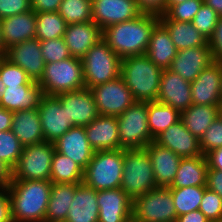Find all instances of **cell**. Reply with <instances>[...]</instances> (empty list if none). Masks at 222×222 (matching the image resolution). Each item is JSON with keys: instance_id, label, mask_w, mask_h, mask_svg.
<instances>
[{"instance_id": "obj_1", "label": "cell", "mask_w": 222, "mask_h": 222, "mask_svg": "<svg viewBox=\"0 0 222 222\" xmlns=\"http://www.w3.org/2000/svg\"><path fill=\"white\" fill-rule=\"evenodd\" d=\"M159 16L141 13L138 17L110 25L102 30L103 40L122 59L146 53Z\"/></svg>"}, {"instance_id": "obj_2", "label": "cell", "mask_w": 222, "mask_h": 222, "mask_svg": "<svg viewBox=\"0 0 222 222\" xmlns=\"http://www.w3.org/2000/svg\"><path fill=\"white\" fill-rule=\"evenodd\" d=\"M51 184L42 180H14L7 186L12 222H45Z\"/></svg>"}, {"instance_id": "obj_3", "label": "cell", "mask_w": 222, "mask_h": 222, "mask_svg": "<svg viewBox=\"0 0 222 222\" xmlns=\"http://www.w3.org/2000/svg\"><path fill=\"white\" fill-rule=\"evenodd\" d=\"M162 71L145 54L121 60L120 76L136 101H157Z\"/></svg>"}, {"instance_id": "obj_4", "label": "cell", "mask_w": 222, "mask_h": 222, "mask_svg": "<svg viewBox=\"0 0 222 222\" xmlns=\"http://www.w3.org/2000/svg\"><path fill=\"white\" fill-rule=\"evenodd\" d=\"M152 161L148 151L124 149L121 189L132 199L156 188Z\"/></svg>"}, {"instance_id": "obj_5", "label": "cell", "mask_w": 222, "mask_h": 222, "mask_svg": "<svg viewBox=\"0 0 222 222\" xmlns=\"http://www.w3.org/2000/svg\"><path fill=\"white\" fill-rule=\"evenodd\" d=\"M124 149L95 151L84 170L83 183L96 191L121 187Z\"/></svg>"}, {"instance_id": "obj_6", "label": "cell", "mask_w": 222, "mask_h": 222, "mask_svg": "<svg viewBox=\"0 0 222 222\" xmlns=\"http://www.w3.org/2000/svg\"><path fill=\"white\" fill-rule=\"evenodd\" d=\"M38 84L46 95H58L85 88L82 59L70 57L46 63Z\"/></svg>"}, {"instance_id": "obj_7", "label": "cell", "mask_w": 222, "mask_h": 222, "mask_svg": "<svg viewBox=\"0 0 222 222\" xmlns=\"http://www.w3.org/2000/svg\"><path fill=\"white\" fill-rule=\"evenodd\" d=\"M85 88L104 84L120 76L121 58L102 39L81 58Z\"/></svg>"}, {"instance_id": "obj_8", "label": "cell", "mask_w": 222, "mask_h": 222, "mask_svg": "<svg viewBox=\"0 0 222 222\" xmlns=\"http://www.w3.org/2000/svg\"><path fill=\"white\" fill-rule=\"evenodd\" d=\"M121 149H143L154 139L148 127V102L136 101L117 116Z\"/></svg>"}, {"instance_id": "obj_9", "label": "cell", "mask_w": 222, "mask_h": 222, "mask_svg": "<svg viewBox=\"0 0 222 222\" xmlns=\"http://www.w3.org/2000/svg\"><path fill=\"white\" fill-rule=\"evenodd\" d=\"M176 219L170 187H156L133 200L132 222H176Z\"/></svg>"}, {"instance_id": "obj_10", "label": "cell", "mask_w": 222, "mask_h": 222, "mask_svg": "<svg viewBox=\"0 0 222 222\" xmlns=\"http://www.w3.org/2000/svg\"><path fill=\"white\" fill-rule=\"evenodd\" d=\"M54 152V144L47 141L24 146L12 169V179L49 181Z\"/></svg>"}, {"instance_id": "obj_11", "label": "cell", "mask_w": 222, "mask_h": 222, "mask_svg": "<svg viewBox=\"0 0 222 222\" xmlns=\"http://www.w3.org/2000/svg\"><path fill=\"white\" fill-rule=\"evenodd\" d=\"M99 115L119 116L136 102L121 76L91 87Z\"/></svg>"}, {"instance_id": "obj_12", "label": "cell", "mask_w": 222, "mask_h": 222, "mask_svg": "<svg viewBox=\"0 0 222 222\" xmlns=\"http://www.w3.org/2000/svg\"><path fill=\"white\" fill-rule=\"evenodd\" d=\"M38 112L44 139L49 143H54L74 127L73 124H69L68 114L62 107L60 98L57 95L44 94L41 98Z\"/></svg>"}, {"instance_id": "obj_13", "label": "cell", "mask_w": 222, "mask_h": 222, "mask_svg": "<svg viewBox=\"0 0 222 222\" xmlns=\"http://www.w3.org/2000/svg\"><path fill=\"white\" fill-rule=\"evenodd\" d=\"M69 117V124L86 126L99 116L94 95L89 88L57 95Z\"/></svg>"}, {"instance_id": "obj_14", "label": "cell", "mask_w": 222, "mask_h": 222, "mask_svg": "<svg viewBox=\"0 0 222 222\" xmlns=\"http://www.w3.org/2000/svg\"><path fill=\"white\" fill-rule=\"evenodd\" d=\"M222 63L213 62L191 82L192 104L219 106L221 104Z\"/></svg>"}, {"instance_id": "obj_15", "label": "cell", "mask_w": 222, "mask_h": 222, "mask_svg": "<svg viewBox=\"0 0 222 222\" xmlns=\"http://www.w3.org/2000/svg\"><path fill=\"white\" fill-rule=\"evenodd\" d=\"M141 14L136 0H92V21L102 30Z\"/></svg>"}, {"instance_id": "obj_16", "label": "cell", "mask_w": 222, "mask_h": 222, "mask_svg": "<svg viewBox=\"0 0 222 222\" xmlns=\"http://www.w3.org/2000/svg\"><path fill=\"white\" fill-rule=\"evenodd\" d=\"M157 102L171 106L181 113L192 105L191 82L170 69H163Z\"/></svg>"}, {"instance_id": "obj_17", "label": "cell", "mask_w": 222, "mask_h": 222, "mask_svg": "<svg viewBox=\"0 0 222 222\" xmlns=\"http://www.w3.org/2000/svg\"><path fill=\"white\" fill-rule=\"evenodd\" d=\"M98 222H132L133 200L120 188L97 191Z\"/></svg>"}, {"instance_id": "obj_18", "label": "cell", "mask_w": 222, "mask_h": 222, "mask_svg": "<svg viewBox=\"0 0 222 222\" xmlns=\"http://www.w3.org/2000/svg\"><path fill=\"white\" fill-rule=\"evenodd\" d=\"M4 56L20 66L32 81L38 83L42 78L46 63L42 57L39 39L15 44L6 50Z\"/></svg>"}, {"instance_id": "obj_19", "label": "cell", "mask_w": 222, "mask_h": 222, "mask_svg": "<svg viewBox=\"0 0 222 222\" xmlns=\"http://www.w3.org/2000/svg\"><path fill=\"white\" fill-rule=\"evenodd\" d=\"M214 62L212 49L209 46L193 47L177 51L169 68L184 80L193 82L203 69Z\"/></svg>"}, {"instance_id": "obj_20", "label": "cell", "mask_w": 222, "mask_h": 222, "mask_svg": "<svg viewBox=\"0 0 222 222\" xmlns=\"http://www.w3.org/2000/svg\"><path fill=\"white\" fill-rule=\"evenodd\" d=\"M154 141L169 148L181 158L204 156L200 140L187 130L181 119L163 131Z\"/></svg>"}, {"instance_id": "obj_21", "label": "cell", "mask_w": 222, "mask_h": 222, "mask_svg": "<svg viewBox=\"0 0 222 222\" xmlns=\"http://www.w3.org/2000/svg\"><path fill=\"white\" fill-rule=\"evenodd\" d=\"M55 151L70 158L84 170L95 150L88 142L84 126H74L54 143Z\"/></svg>"}, {"instance_id": "obj_22", "label": "cell", "mask_w": 222, "mask_h": 222, "mask_svg": "<svg viewBox=\"0 0 222 222\" xmlns=\"http://www.w3.org/2000/svg\"><path fill=\"white\" fill-rule=\"evenodd\" d=\"M84 128L88 142L95 151L120 149L116 116L99 115Z\"/></svg>"}, {"instance_id": "obj_23", "label": "cell", "mask_w": 222, "mask_h": 222, "mask_svg": "<svg viewBox=\"0 0 222 222\" xmlns=\"http://www.w3.org/2000/svg\"><path fill=\"white\" fill-rule=\"evenodd\" d=\"M4 50L36 38V13L33 10L1 19Z\"/></svg>"}, {"instance_id": "obj_24", "label": "cell", "mask_w": 222, "mask_h": 222, "mask_svg": "<svg viewBox=\"0 0 222 222\" xmlns=\"http://www.w3.org/2000/svg\"><path fill=\"white\" fill-rule=\"evenodd\" d=\"M102 38V29L93 21L69 24L63 35L71 56L80 59Z\"/></svg>"}, {"instance_id": "obj_25", "label": "cell", "mask_w": 222, "mask_h": 222, "mask_svg": "<svg viewBox=\"0 0 222 222\" xmlns=\"http://www.w3.org/2000/svg\"><path fill=\"white\" fill-rule=\"evenodd\" d=\"M152 161L154 179L157 187H170L174 181L182 159L169 148L152 141L145 147Z\"/></svg>"}, {"instance_id": "obj_26", "label": "cell", "mask_w": 222, "mask_h": 222, "mask_svg": "<svg viewBox=\"0 0 222 222\" xmlns=\"http://www.w3.org/2000/svg\"><path fill=\"white\" fill-rule=\"evenodd\" d=\"M65 222H98L97 191L84 183L76 187Z\"/></svg>"}, {"instance_id": "obj_27", "label": "cell", "mask_w": 222, "mask_h": 222, "mask_svg": "<svg viewBox=\"0 0 222 222\" xmlns=\"http://www.w3.org/2000/svg\"><path fill=\"white\" fill-rule=\"evenodd\" d=\"M11 131L23 146L45 141L38 108L15 111Z\"/></svg>"}, {"instance_id": "obj_28", "label": "cell", "mask_w": 222, "mask_h": 222, "mask_svg": "<svg viewBox=\"0 0 222 222\" xmlns=\"http://www.w3.org/2000/svg\"><path fill=\"white\" fill-rule=\"evenodd\" d=\"M177 54V49L172 42L166 27L159 22L151 34L145 55L158 67L169 69Z\"/></svg>"}, {"instance_id": "obj_29", "label": "cell", "mask_w": 222, "mask_h": 222, "mask_svg": "<svg viewBox=\"0 0 222 222\" xmlns=\"http://www.w3.org/2000/svg\"><path fill=\"white\" fill-rule=\"evenodd\" d=\"M44 93L40 85L9 86L6 87L0 101V107L15 112L36 109L39 107Z\"/></svg>"}, {"instance_id": "obj_30", "label": "cell", "mask_w": 222, "mask_h": 222, "mask_svg": "<svg viewBox=\"0 0 222 222\" xmlns=\"http://www.w3.org/2000/svg\"><path fill=\"white\" fill-rule=\"evenodd\" d=\"M207 169L205 156L182 158L170 188L206 186Z\"/></svg>"}, {"instance_id": "obj_31", "label": "cell", "mask_w": 222, "mask_h": 222, "mask_svg": "<svg viewBox=\"0 0 222 222\" xmlns=\"http://www.w3.org/2000/svg\"><path fill=\"white\" fill-rule=\"evenodd\" d=\"M81 183H53L45 222H65L76 187Z\"/></svg>"}, {"instance_id": "obj_32", "label": "cell", "mask_w": 222, "mask_h": 222, "mask_svg": "<svg viewBox=\"0 0 222 222\" xmlns=\"http://www.w3.org/2000/svg\"><path fill=\"white\" fill-rule=\"evenodd\" d=\"M168 30L177 51L209 46V39L200 33L192 22H178L173 20H160Z\"/></svg>"}, {"instance_id": "obj_33", "label": "cell", "mask_w": 222, "mask_h": 222, "mask_svg": "<svg viewBox=\"0 0 222 222\" xmlns=\"http://www.w3.org/2000/svg\"><path fill=\"white\" fill-rule=\"evenodd\" d=\"M218 118V106L192 104L181 112V120L187 130L199 140Z\"/></svg>"}, {"instance_id": "obj_34", "label": "cell", "mask_w": 222, "mask_h": 222, "mask_svg": "<svg viewBox=\"0 0 222 222\" xmlns=\"http://www.w3.org/2000/svg\"><path fill=\"white\" fill-rule=\"evenodd\" d=\"M180 119L181 113L173 107L157 101L148 102V127L153 139Z\"/></svg>"}, {"instance_id": "obj_35", "label": "cell", "mask_w": 222, "mask_h": 222, "mask_svg": "<svg viewBox=\"0 0 222 222\" xmlns=\"http://www.w3.org/2000/svg\"><path fill=\"white\" fill-rule=\"evenodd\" d=\"M84 169L70 158L55 151L51 164L50 181L53 183H83Z\"/></svg>"}, {"instance_id": "obj_36", "label": "cell", "mask_w": 222, "mask_h": 222, "mask_svg": "<svg viewBox=\"0 0 222 222\" xmlns=\"http://www.w3.org/2000/svg\"><path fill=\"white\" fill-rule=\"evenodd\" d=\"M66 27V21L58 12L36 13V39L40 41L63 37Z\"/></svg>"}, {"instance_id": "obj_37", "label": "cell", "mask_w": 222, "mask_h": 222, "mask_svg": "<svg viewBox=\"0 0 222 222\" xmlns=\"http://www.w3.org/2000/svg\"><path fill=\"white\" fill-rule=\"evenodd\" d=\"M206 186L170 188L177 216L199 210Z\"/></svg>"}, {"instance_id": "obj_38", "label": "cell", "mask_w": 222, "mask_h": 222, "mask_svg": "<svg viewBox=\"0 0 222 222\" xmlns=\"http://www.w3.org/2000/svg\"><path fill=\"white\" fill-rule=\"evenodd\" d=\"M66 24L92 21V0H62L57 11Z\"/></svg>"}, {"instance_id": "obj_39", "label": "cell", "mask_w": 222, "mask_h": 222, "mask_svg": "<svg viewBox=\"0 0 222 222\" xmlns=\"http://www.w3.org/2000/svg\"><path fill=\"white\" fill-rule=\"evenodd\" d=\"M23 147L11 130L0 132V161L11 170L17 164Z\"/></svg>"}, {"instance_id": "obj_40", "label": "cell", "mask_w": 222, "mask_h": 222, "mask_svg": "<svg viewBox=\"0 0 222 222\" xmlns=\"http://www.w3.org/2000/svg\"><path fill=\"white\" fill-rule=\"evenodd\" d=\"M0 78L5 87L34 85L36 83L28 77L20 66L13 64L5 56L0 58Z\"/></svg>"}, {"instance_id": "obj_41", "label": "cell", "mask_w": 222, "mask_h": 222, "mask_svg": "<svg viewBox=\"0 0 222 222\" xmlns=\"http://www.w3.org/2000/svg\"><path fill=\"white\" fill-rule=\"evenodd\" d=\"M202 4L203 0H186L172 5L164 15L159 16V20L192 22Z\"/></svg>"}, {"instance_id": "obj_42", "label": "cell", "mask_w": 222, "mask_h": 222, "mask_svg": "<svg viewBox=\"0 0 222 222\" xmlns=\"http://www.w3.org/2000/svg\"><path fill=\"white\" fill-rule=\"evenodd\" d=\"M219 18L220 15L216 11L203 3L199 11L195 14L192 24L200 33L209 39L214 33Z\"/></svg>"}, {"instance_id": "obj_43", "label": "cell", "mask_w": 222, "mask_h": 222, "mask_svg": "<svg viewBox=\"0 0 222 222\" xmlns=\"http://www.w3.org/2000/svg\"><path fill=\"white\" fill-rule=\"evenodd\" d=\"M40 47L45 63L57 62L72 57L63 37L40 41Z\"/></svg>"}, {"instance_id": "obj_44", "label": "cell", "mask_w": 222, "mask_h": 222, "mask_svg": "<svg viewBox=\"0 0 222 222\" xmlns=\"http://www.w3.org/2000/svg\"><path fill=\"white\" fill-rule=\"evenodd\" d=\"M219 147H222V121L217 118L200 138V148L205 156Z\"/></svg>"}, {"instance_id": "obj_45", "label": "cell", "mask_w": 222, "mask_h": 222, "mask_svg": "<svg viewBox=\"0 0 222 222\" xmlns=\"http://www.w3.org/2000/svg\"><path fill=\"white\" fill-rule=\"evenodd\" d=\"M199 210L209 219L222 218V198L212 190L206 188L200 203Z\"/></svg>"}, {"instance_id": "obj_46", "label": "cell", "mask_w": 222, "mask_h": 222, "mask_svg": "<svg viewBox=\"0 0 222 222\" xmlns=\"http://www.w3.org/2000/svg\"><path fill=\"white\" fill-rule=\"evenodd\" d=\"M30 10V0H0V20Z\"/></svg>"}, {"instance_id": "obj_47", "label": "cell", "mask_w": 222, "mask_h": 222, "mask_svg": "<svg viewBox=\"0 0 222 222\" xmlns=\"http://www.w3.org/2000/svg\"><path fill=\"white\" fill-rule=\"evenodd\" d=\"M141 13L162 16L166 12V0H136Z\"/></svg>"}, {"instance_id": "obj_48", "label": "cell", "mask_w": 222, "mask_h": 222, "mask_svg": "<svg viewBox=\"0 0 222 222\" xmlns=\"http://www.w3.org/2000/svg\"><path fill=\"white\" fill-rule=\"evenodd\" d=\"M209 45L215 62L222 63V16H220L213 35L209 38Z\"/></svg>"}, {"instance_id": "obj_49", "label": "cell", "mask_w": 222, "mask_h": 222, "mask_svg": "<svg viewBox=\"0 0 222 222\" xmlns=\"http://www.w3.org/2000/svg\"><path fill=\"white\" fill-rule=\"evenodd\" d=\"M206 187L222 198V171L207 169Z\"/></svg>"}, {"instance_id": "obj_50", "label": "cell", "mask_w": 222, "mask_h": 222, "mask_svg": "<svg viewBox=\"0 0 222 222\" xmlns=\"http://www.w3.org/2000/svg\"><path fill=\"white\" fill-rule=\"evenodd\" d=\"M62 0H30L31 10L35 13L57 12Z\"/></svg>"}, {"instance_id": "obj_51", "label": "cell", "mask_w": 222, "mask_h": 222, "mask_svg": "<svg viewBox=\"0 0 222 222\" xmlns=\"http://www.w3.org/2000/svg\"><path fill=\"white\" fill-rule=\"evenodd\" d=\"M0 222H12L8 189L0 188Z\"/></svg>"}, {"instance_id": "obj_52", "label": "cell", "mask_w": 222, "mask_h": 222, "mask_svg": "<svg viewBox=\"0 0 222 222\" xmlns=\"http://www.w3.org/2000/svg\"><path fill=\"white\" fill-rule=\"evenodd\" d=\"M208 169H216L222 171V147L211 150L206 155Z\"/></svg>"}, {"instance_id": "obj_53", "label": "cell", "mask_w": 222, "mask_h": 222, "mask_svg": "<svg viewBox=\"0 0 222 222\" xmlns=\"http://www.w3.org/2000/svg\"><path fill=\"white\" fill-rule=\"evenodd\" d=\"M210 220L200 211L195 210L177 216L176 222H209Z\"/></svg>"}, {"instance_id": "obj_54", "label": "cell", "mask_w": 222, "mask_h": 222, "mask_svg": "<svg viewBox=\"0 0 222 222\" xmlns=\"http://www.w3.org/2000/svg\"><path fill=\"white\" fill-rule=\"evenodd\" d=\"M14 112L0 107V132L11 130Z\"/></svg>"}, {"instance_id": "obj_55", "label": "cell", "mask_w": 222, "mask_h": 222, "mask_svg": "<svg viewBox=\"0 0 222 222\" xmlns=\"http://www.w3.org/2000/svg\"><path fill=\"white\" fill-rule=\"evenodd\" d=\"M12 179V170L0 161V188H6Z\"/></svg>"}, {"instance_id": "obj_56", "label": "cell", "mask_w": 222, "mask_h": 222, "mask_svg": "<svg viewBox=\"0 0 222 222\" xmlns=\"http://www.w3.org/2000/svg\"><path fill=\"white\" fill-rule=\"evenodd\" d=\"M203 3L210 6L220 16H222V0H203Z\"/></svg>"}, {"instance_id": "obj_57", "label": "cell", "mask_w": 222, "mask_h": 222, "mask_svg": "<svg viewBox=\"0 0 222 222\" xmlns=\"http://www.w3.org/2000/svg\"><path fill=\"white\" fill-rule=\"evenodd\" d=\"M183 1H186V0H166V11L172 6V5H175V4H179Z\"/></svg>"}, {"instance_id": "obj_58", "label": "cell", "mask_w": 222, "mask_h": 222, "mask_svg": "<svg viewBox=\"0 0 222 222\" xmlns=\"http://www.w3.org/2000/svg\"><path fill=\"white\" fill-rule=\"evenodd\" d=\"M6 51L4 50V44L2 41V32H1V21H0V55H5Z\"/></svg>"}, {"instance_id": "obj_59", "label": "cell", "mask_w": 222, "mask_h": 222, "mask_svg": "<svg viewBox=\"0 0 222 222\" xmlns=\"http://www.w3.org/2000/svg\"><path fill=\"white\" fill-rule=\"evenodd\" d=\"M5 90H6L5 84L3 83V81L0 78V101L2 99V96H3V93L5 92Z\"/></svg>"}, {"instance_id": "obj_60", "label": "cell", "mask_w": 222, "mask_h": 222, "mask_svg": "<svg viewBox=\"0 0 222 222\" xmlns=\"http://www.w3.org/2000/svg\"><path fill=\"white\" fill-rule=\"evenodd\" d=\"M218 119L222 121V103L218 106Z\"/></svg>"}, {"instance_id": "obj_61", "label": "cell", "mask_w": 222, "mask_h": 222, "mask_svg": "<svg viewBox=\"0 0 222 222\" xmlns=\"http://www.w3.org/2000/svg\"><path fill=\"white\" fill-rule=\"evenodd\" d=\"M209 222H222V218L221 219H216V220H210Z\"/></svg>"}, {"instance_id": "obj_62", "label": "cell", "mask_w": 222, "mask_h": 222, "mask_svg": "<svg viewBox=\"0 0 222 222\" xmlns=\"http://www.w3.org/2000/svg\"><path fill=\"white\" fill-rule=\"evenodd\" d=\"M222 84V81H221ZM221 103H222V85H221Z\"/></svg>"}]
</instances>
